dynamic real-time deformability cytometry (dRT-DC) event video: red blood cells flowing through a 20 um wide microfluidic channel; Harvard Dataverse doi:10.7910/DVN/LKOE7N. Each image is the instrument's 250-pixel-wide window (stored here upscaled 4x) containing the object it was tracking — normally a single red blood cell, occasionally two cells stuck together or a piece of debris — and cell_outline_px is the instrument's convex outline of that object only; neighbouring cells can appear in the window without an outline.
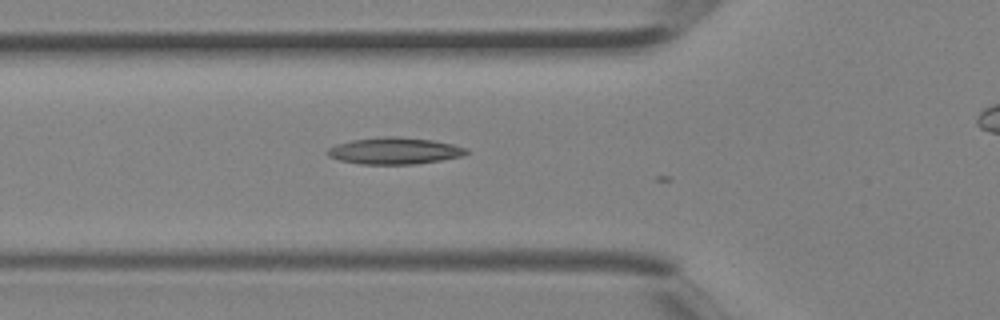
{"species": "Egyptian fruit bat (a non-hibernating species)", "species_latin": "Rousettus aegyptiacus", "temperature_condition": "room temperature", "stored_images_in_passage": 6, "camera_frame_rate_fps": 3000, "um_per_image_px": 0.085, "animal": {"sex": "female"}, "frame": {"image": 1, "passage_image": 4, "time_ms": 1.0, "image_size_px": [1000, 320], "cell_outline_px": [[468, 152], [460, 156], [440, 160], [412, 164], [360, 164], [340, 160], [328, 156], [324, 152], [328, 148], [336, 144], [352, 140], [380, 136], [396, 136], [432, 140], [452, 144], [468, 148]], "centroid_in_image_um": [33.48, 12.81], "position_along_channel_um": 92.3, "area_um2": 21.56}}